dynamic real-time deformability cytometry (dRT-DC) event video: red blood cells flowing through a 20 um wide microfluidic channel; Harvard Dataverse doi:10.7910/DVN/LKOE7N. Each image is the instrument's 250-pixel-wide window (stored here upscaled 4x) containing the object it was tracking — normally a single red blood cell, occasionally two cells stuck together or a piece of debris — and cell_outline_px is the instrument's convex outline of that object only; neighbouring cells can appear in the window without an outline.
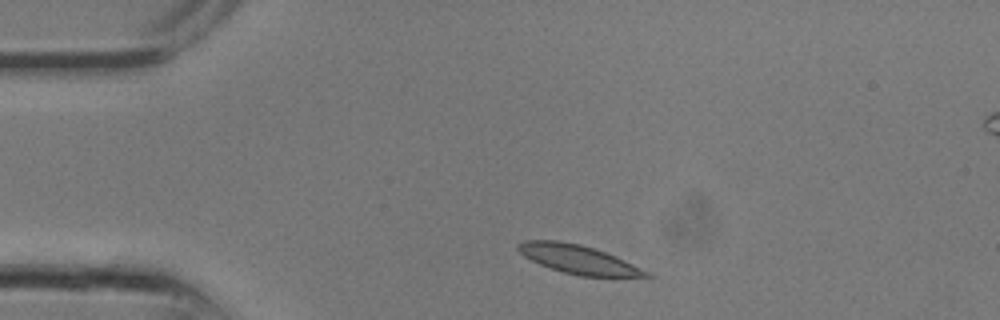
{"species": "common noctule bat (a hibernating species)", "species_latin": "Nyctalus noctula", "temperature_condition": "room temperature", "stored_images_in_passage": 15, "camera_frame_rate_fps": 3000, "um_per_image_px": 0.085, "animal": {"sex": "male", "body_mass_g": 13.3}, "frame": {"image": 1, "passage_image": 1, "time_ms": 0.0, "image_size_px": [1000, 320], "cell_outline_px": [[652, 276], [580, 276], [564, 272], [540, 264], [524, 256], [516, 248], [516, 244], [524, 240], [556, 240], [580, 244], [616, 256], [648, 272]], "centroid_in_image_um": [49.08, 22.02], "position_along_channel_um": 35.9, "area_um2": 20.92}}
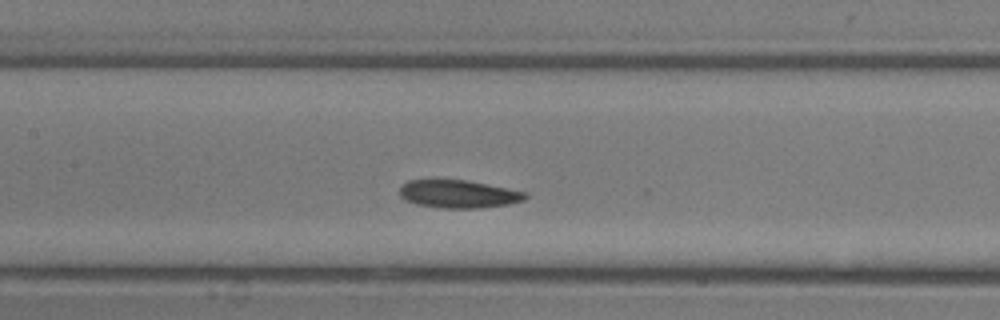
{"frame": {"image": 2, "passage_image": 8, "time_ms": 2.333, "image_size_px": [1000, 320], "cell_outline_px": [[528, 196], [524, 200], [508, 204], [480, 208], [440, 208], [416, 204], [404, 200], [400, 196], [400, 188], [408, 180], [468, 180], [528, 192]], "centroid_in_image_um": [38.99, 16.49], "position_along_channel_um": 168.4, "area_um2": 20.52}}
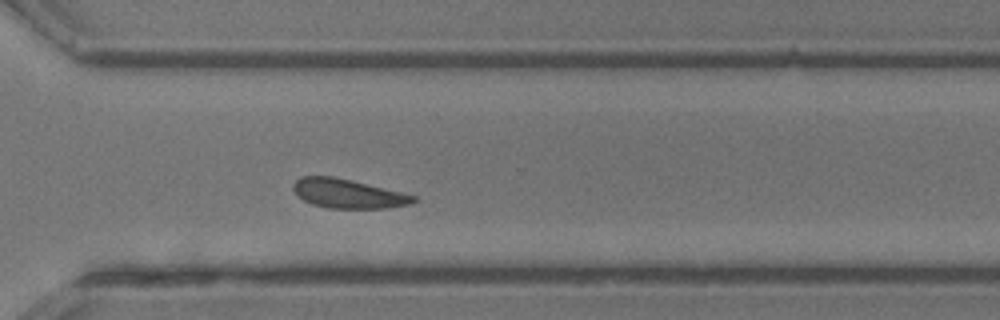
{"frame": {"image": 3, "passage_image": 15, "time_ms": 4.667, "image_size_px": [1000, 320], "cell_outline_px": [[416, 200], [412, 204], [384, 208], [328, 208], [312, 204], [296, 196], [292, 188], [292, 184], [300, 176], [332, 176], [352, 180], [416, 196]], "centroid_in_image_um": [29.52, 16.45], "position_along_channel_um": 341.1, "area_um2": 20.4}}